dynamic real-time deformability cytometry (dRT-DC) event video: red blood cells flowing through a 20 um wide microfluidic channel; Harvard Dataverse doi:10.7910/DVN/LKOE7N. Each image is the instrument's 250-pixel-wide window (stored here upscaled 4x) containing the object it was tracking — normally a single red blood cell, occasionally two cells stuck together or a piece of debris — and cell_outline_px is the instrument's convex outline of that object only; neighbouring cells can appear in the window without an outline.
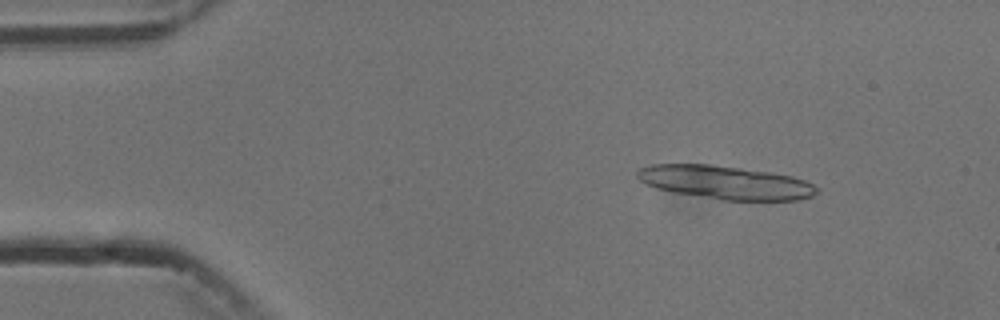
{"species": "common noctule bat (a hibernating species)", "species_latin": "Nyctalus noctula", "temperature_condition": "cold", "stored_images_in_passage": 5, "segment_of_instrument_passage": [1, 2], "camera_frame_rate_fps": 3000, "um_per_image_px": 0.085, "animal": {"sex": "male", "body_mass_g": 13.3}, "frame": {"image": 1, "passage_image": 1, "time_ms": 0.0, "image_size_px": [1000, 320], "cell_outline_px": [[816, 192], [812, 196], [800, 200], [724, 200], [676, 192], [656, 188], [640, 180], [636, 176], [636, 172], [640, 168], [652, 164], [708, 164], [740, 168], [768, 172], [792, 176], [804, 180], [812, 184], [816, 188]], "centroid_in_image_um": [61.65, 15.5], "position_along_channel_um": 23.4, "area_um2": 34.51}}